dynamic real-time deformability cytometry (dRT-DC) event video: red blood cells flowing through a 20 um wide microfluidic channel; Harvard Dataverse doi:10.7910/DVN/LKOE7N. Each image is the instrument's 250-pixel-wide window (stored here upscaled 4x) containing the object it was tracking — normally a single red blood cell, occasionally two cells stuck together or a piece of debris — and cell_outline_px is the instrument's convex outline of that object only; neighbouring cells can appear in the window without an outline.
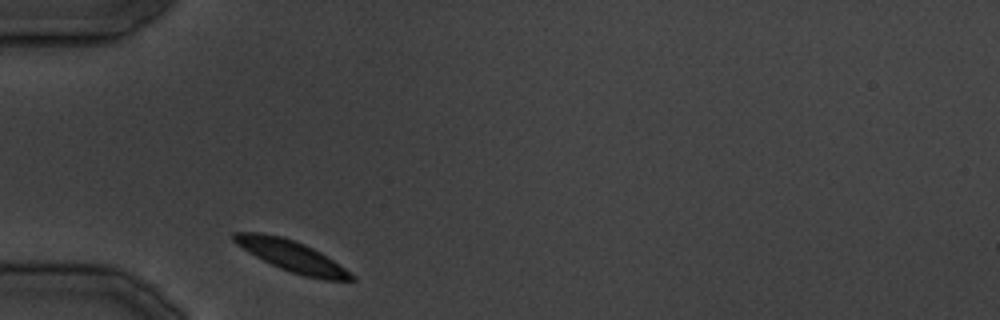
{"species": "common noctule bat (a hibernating species)", "species_latin": "Nyctalus noctula", "temperature_condition": "cold", "stored_images_in_passage": 21, "camera_frame_rate_fps": 3000, "um_per_image_px": 0.085, "animal": {"sex": "male", "body_mass_g": 19.5, "forearm_length_mm": 54.6}, "frame": {"image": 1, "passage_image": 1, "time_ms": 0.0, "image_size_px": [1000, 320], "cell_outline_px": [[356, 280], [324, 280], [304, 276], [280, 268], [248, 252], [236, 244], [232, 240], [232, 232], [260, 232], [280, 236], [304, 244], [320, 252], [356, 276]], "centroid_in_image_um": [24.77, 21.76], "position_along_channel_um": 60.2, "area_um2": 20.98}}
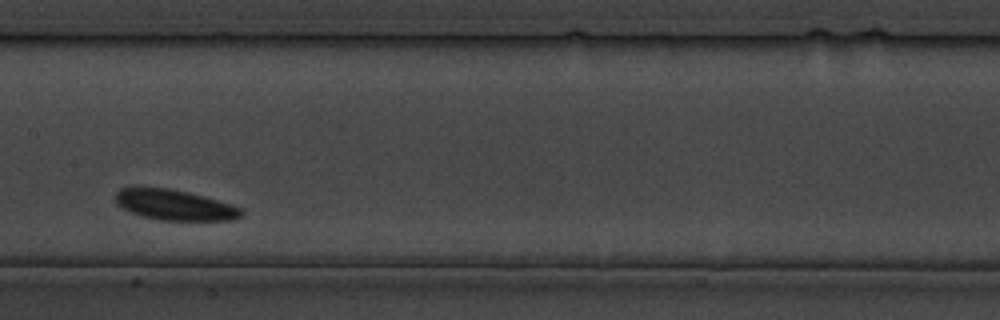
{"frame": {"image": 2, "passage_image": 9, "time_ms": 10.0, "image_size_px": [1000, 320], "cell_outline_px": [[244, 212], [240, 216], [232, 220], [160, 220], [140, 216], [116, 204], [116, 192], [120, 188], [168, 188], [188, 192], [204, 196], [232, 204], [240, 208]], "centroid_in_image_um": [14.86, 17.42], "position_along_channel_um": 192.5, "area_um2": 22.14}}
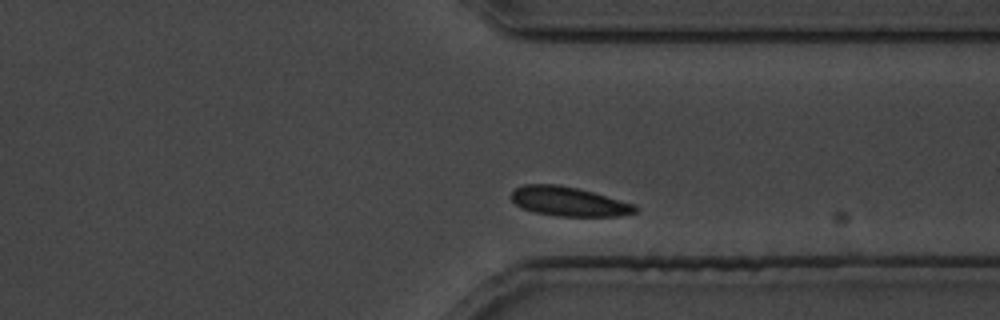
{"frame": {"image": 3, "passage_image": 19, "time_ms": 22.0, "image_size_px": [1000, 320], "cell_outline_px": [[640, 208], [636, 212], [620, 216], [556, 216], [532, 212], [520, 208], [512, 200], [512, 192], [516, 188], [524, 184], [556, 184], [576, 188], [592, 192], [636, 204]], "centroid_in_image_um": [48.35, 17.14], "position_along_channel_um": 363.0, "area_um2": 21.27}}